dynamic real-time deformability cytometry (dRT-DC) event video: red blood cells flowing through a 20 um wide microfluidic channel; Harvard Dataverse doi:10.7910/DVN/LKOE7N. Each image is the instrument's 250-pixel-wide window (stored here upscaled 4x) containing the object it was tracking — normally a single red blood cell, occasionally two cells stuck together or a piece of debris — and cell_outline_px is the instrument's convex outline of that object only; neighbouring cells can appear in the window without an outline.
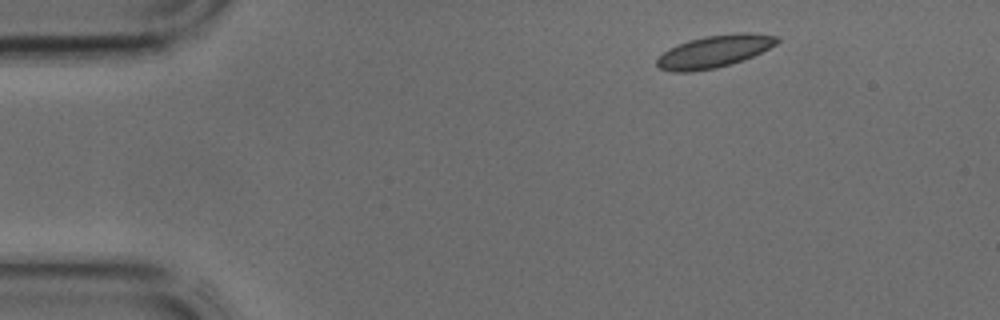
{"species": "common noctule bat (a hibernating species)", "species_latin": "Nyctalus noctula", "temperature_condition": "cold", "stored_images_in_passage": 38, "camera_frame_rate_fps": 3000, "um_per_image_px": 0.085, "animal": {"sex": "male", "body_mass_g": 17.9, "forearm_length_mm": 54.2}, "frame": {"image": 1, "passage_image": 1, "time_ms": 0.0, "image_size_px": [1000, 320], "cell_outline_px": [[780, 40], [776, 44], [744, 60], [732, 64], [716, 68], [692, 72], [672, 72], [660, 68], [656, 64], [656, 60], [664, 52], [688, 40], [704, 36], [744, 32], [780, 36]], "centroid_in_image_um": [60.73, 4.38], "position_along_channel_um": 24.3, "area_um2": 22.48}}
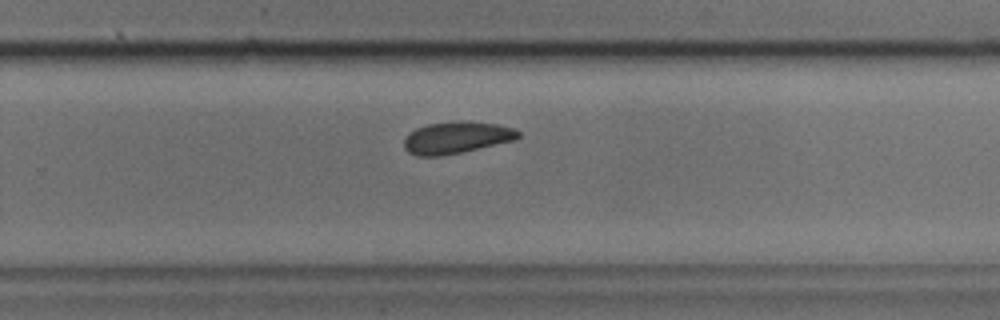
{"frame": {"image": 2, "passage_image": 23, "time_ms": 7.333, "image_size_px": [1000, 320], "cell_outline_px": [[520, 136], [516, 140], [460, 152], [440, 156], [416, 156], [408, 152], [404, 148], [404, 140], [408, 132], [416, 128], [428, 124], [452, 120], [468, 120], [496, 124], [512, 128], [520, 132]], "centroid_in_image_um": [38.78, 11.67], "position_along_channel_um": 291.0, "area_um2": 21.44}}
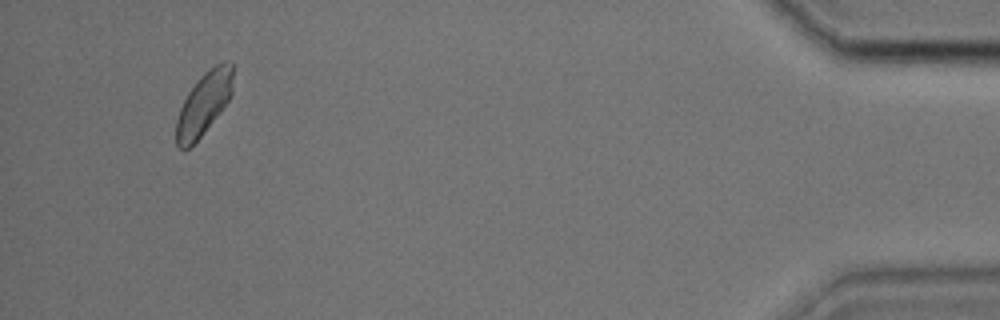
{"frame": {"image": 3, "passage_image": 36, "time_ms": 11.667, "image_size_px": [1000, 320], "cell_outline_px": [[232, 92], [228, 100], [220, 112], [200, 136], [184, 152], [176, 144], [176, 120], [180, 108], [188, 92], [200, 76], [204, 72], [216, 64], [224, 60], [232, 64]], "centroid_in_image_um": [17.3, 8.8], "position_along_channel_um": 417.9, "area_um2": 20.46}}